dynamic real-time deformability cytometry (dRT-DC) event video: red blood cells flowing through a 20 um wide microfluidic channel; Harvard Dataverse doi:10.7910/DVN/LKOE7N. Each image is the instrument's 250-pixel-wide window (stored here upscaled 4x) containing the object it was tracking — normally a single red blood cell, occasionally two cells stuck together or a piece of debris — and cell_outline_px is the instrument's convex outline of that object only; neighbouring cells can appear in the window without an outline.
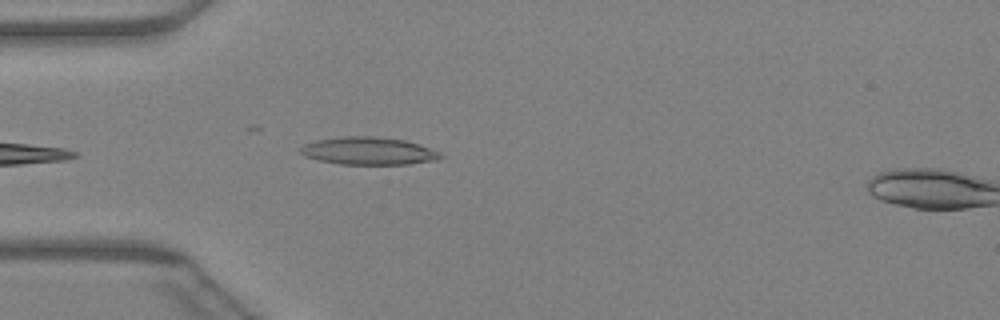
{"species": "Egyptian fruit bat (a non-hibernating species)", "species_latin": "Rousettus aegyptiacus", "temperature_condition": "warm", "stored_images_in_passage": 32, "camera_frame_rate_fps": 3000, "um_per_image_px": 0.085, "animal": {"sex": "female"}, "frame": {"image": 1, "passage_image": 1, "time_ms": 0.0, "image_size_px": [1000, 320], "cell_outline_px": [[444, 156], [436, 160], [408, 164], [340, 164], [320, 160], [304, 156], [300, 152], [300, 148], [304, 144], [316, 140], [340, 136], [376, 136], [404, 140], [440, 152]], "centroid_in_image_um": [31.29, 12.82], "position_along_channel_um": 53.7, "area_um2": 22.43}}
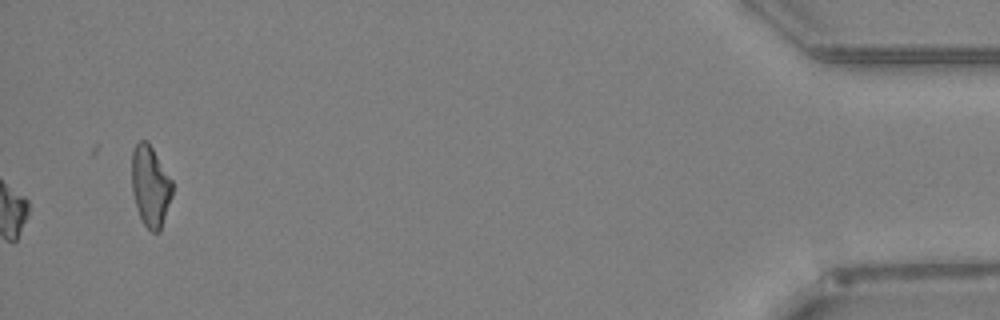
{"frame": {"image": 2, "passage_image": 32, "time_ms": 10.333, "image_size_px": [1000, 320], "cell_outline_px": [[172, 196], [160, 232], [152, 232], [144, 224], [136, 208], [132, 192], [132, 152], [136, 144], [140, 140], [148, 140], [172, 180]], "centroid_in_image_um": [12.78, 15.81], "position_along_channel_um": 422.4, "area_um2": 19.19}}